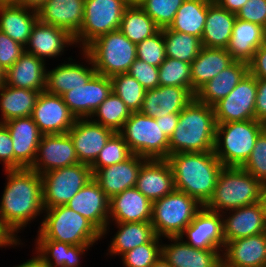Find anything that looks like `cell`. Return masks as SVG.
<instances>
[{
	"label": "cell",
	"mask_w": 266,
	"mask_h": 267,
	"mask_svg": "<svg viewBox=\"0 0 266 267\" xmlns=\"http://www.w3.org/2000/svg\"><path fill=\"white\" fill-rule=\"evenodd\" d=\"M2 172L6 177L0 196V217L18 240L25 241L19 234H23L27 227L31 230L34 222L38 224V230L43 220L42 177L30 168L5 169Z\"/></svg>",
	"instance_id": "cell-1"
},
{
	"label": "cell",
	"mask_w": 266,
	"mask_h": 267,
	"mask_svg": "<svg viewBox=\"0 0 266 267\" xmlns=\"http://www.w3.org/2000/svg\"><path fill=\"white\" fill-rule=\"evenodd\" d=\"M173 171L174 187L195 198L202 206L211 199L224 167L213 151L182 152L167 158Z\"/></svg>",
	"instance_id": "cell-2"
},
{
	"label": "cell",
	"mask_w": 266,
	"mask_h": 267,
	"mask_svg": "<svg viewBox=\"0 0 266 267\" xmlns=\"http://www.w3.org/2000/svg\"><path fill=\"white\" fill-rule=\"evenodd\" d=\"M216 126L214 108L194 98L179 113L177 127L169 139V155L213 151Z\"/></svg>",
	"instance_id": "cell-3"
},
{
	"label": "cell",
	"mask_w": 266,
	"mask_h": 267,
	"mask_svg": "<svg viewBox=\"0 0 266 267\" xmlns=\"http://www.w3.org/2000/svg\"><path fill=\"white\" fill-rule=\"evenodd\" d=\"M36 238L49 239L71 245H98L101 232L84 216L60 205L44 210L40 228L36 230Z\"/></svg>",
	"instance_id": "cell-4"
},
{
	"label": "cell",
	"mask_w": 266,
	"mask_h": 267,
	"mask_svg": "<svg viewBox=\"0 0 266 267\" xmlns=\"http://www.w3.org/2000/svg\"><path fill=\"white\" fill-rule=\"evenodd\" d=\"M264 186L242 167H223L214 193L205 207L222 214L251 205L261 201Z\"/></svg>",
	"instance_id": "cell-5"
},
{
	"label": "cell",
	"mask_w": 266,
	"mask_h": 267,
	"mask_svg": "<svg viewBox=\"0 0 266 267\" xmlns=\"http://www.w3.org/2000/svg\"><path fill=\"white\" fill-rule=\"evenodd\" d=\"M264 128L256 119L217 124L213 152L224 167H242Z\"/></svg>",
	"instance_id": "cell-6"
},
{
	"label": "cell",
	"mask_w": 266,
	"mask_h": 267,
	"mask_svg": "<svg viewBox=\"0 0 266 267\" xmlns=\"http://www.w3.org/2000/svg\"><path fill=\"white\" fill-rule=\"evenodd\" d=\"M84 51L90 56L96 73L110 78L127 73L137 59L136 44L119 29L96 38Z\"/></svg>",
	"instance_id": "cell-7"
},
{
	"label": "cell",
	"mask_w": 266,
	"mask_h": 267,
	"mask_svg": "<svg viewBox=\"0 0 266 267\" xmlns=\"http://www.w3.org/2000/svg\"><path fill=\"white\" fill-rule=\"evenodd\" d=\"M203 206L185 192L174 189L152 202L151 224L158 237H178Z\"/></svg>",
	"instance_id": "cell-8"
},
{
	"label": "cell",
	"mask_w": 266,
	"mask_h": 267,
	"mask_svg": "<svg viewBox=\"0 0 266 267\" xmlns=\"http://www.w3.org/2000/svg\"><path fill=\"white\" fill-rule=\"evenodd\" d=\"M131 152L147 159H167L169 139L162 132L155 117L140 112H131L130 117L118 132Z\"/></svg>",
	"instance_id": "cell-9"
},
{
	"label": "cell",
	"mask_w": 266,
	"mask_h": 267,
	"mask_svg": "<svg viewBox=\"0 0 266 267\" xmlns=\"http://www.w3.org/2000/svg\"><path fill=\"white\" fill-rule=\"evenodd\" d=\"M127 0H85L84 19L73 37L78 50H84L101 35L120 28Z\"/></svg>",
	"instance_id": "cell-10"
},
{
	"label": "cell",
	"mask_w": 266,
	"mask_h": 267,
	"mask_svg": "<svg viewBox=\"0 0 266 267\" xmlns=\"http://www.w3.org/2000/svg\"><path fill=\"white\" fill-rule=\"evenodd\" d=\"M44 209L66 205L91 179L90 165L77 163L50 170L41 175Z\"/></svg>",
	"instance_id": "cell-11"
},
{
	"label": "cell",
	"mask_w": 266,
	"mask_h": 267,
	"mask_svg": "<svg viewBox=\"0 0 266 267\" xmlns=\"http://www.w3.org/2000/svg\"><path fill=\"white\" fill-rule=\"evenodd\" d=\"M72 57L64 60V62L61 61V63L54 64L56 66L52 67V69L47 66L46 92L63 96L66 92L75 89V87L85 85L96 73L90 56L84 50H79L78 55L76 53V59Z\"/></svg>",
	"instance_id": "cell-12"
},
{
	"label": "cell",
	"mask_w": 266,
	"mask_h": 267,
	"mask_svg": "<svg viewBox=\"0 0 266 267\" xmlns=\"http://www.w3.org/2000/svg\"><path fill=\"white\" fill-rule=\"evenodd\" d=\"M257 79L248 73L225 98L213 108L217 124L255 119Z\"/></svg>",
	"instance_id": "cell-13"
},
{
	"label": "cell",
	"mask_w": 266,
	"mask_h": 267,
	"mask_svg": "<svg viewBox=\"0 0 266 267\" xmlns=\"http://www.w3.org/2000/svg\"><path fill=\"white\" fill-rule=\"evenodd\" d=\"M110 234L113 235L109 237ZM156 236L151 222H108L101 232V241L107 239L109 244L104 254L111 260L152 241Z\"/></svg>",
	"instance_id": "cell-14"
},
{
	"label": "cell",
	"mask_w": 266,
	"mask_h": 267,
	"mask_svg": "<svg viewBox=\"0 0 266 267\" xmlns=\"http://www.w3.org/2000/svg\"><path fill=\"white\" fill-rule=\"evenodd\" d=\"M71 48H76V45L73 36L66 30L38 20L32 29L25 51L48 63L59 58L58 61L69 59L71 56H64L66 51L71 52Z\"/></svg>",
	"instance_id": "cell-15"
},
{
	"label": "cell",
	"mask_w": 266,
	"mask_h": 267,
	"mask_svg": "<svg viewBox=\"0 0 266 267\" xmlns=\"http://www.w3.org/2000/svg\"><path fill=\"white\" fill-rule=\"evenodd\" d=\"M42 135L67 133L76 122L63 97L40 92L31 115Z\"/></svg>",
	"instance_id": "cell-16"
},
{
	"label": "cell",
	"mask_w": 266,
	"mask_h": 267,
	"mask_svg": "<svg viewBox=\"0 0 266 267\" xmlns=\"http://www.w3.org/2000/svg\"><path fill=\"white\" fill-rule=\"evenodd\" d=\"M178 237L197 249L223 250L225 240L221 213L203 206Z\"/></svg>",
	"instance_id": "cell-17"
},
{
	"label": "cell",
	"mask_w": 266,
	"mask_h": 267,
	"mask_svg": "<svg viewBox=\"0 0 266 267\" xmlns=\"http://www.w3.org/2000/svg\"><path fill=\"white\" fill-rule=\"evenodd\" d=\"M111 92V78L95 73L85 85L75 87L62 97L76 119H85L92 116Z\"/></svg>",
	"instance_id": "cell-18"
},
{
	"label": "cell",
	"mask_w": 266,
	"mask_h": 267,
	"mask_svg": "<svg viewBox=\"0 0 266 267\" xmlns=\"http://www.w3.org/2000/svg\"><path fill=\"white\" fill-rule=\"evenodd\" d=\"M79 163L73 142L68 135H42L35 161L30 169L42 175L50 170Z\"/></svg>",
	"instance_id": "cell-19"
},
{
	"label": "cell",
	"mask_w": 266,
	"mask_h": 267,
	"mask_svg": "<svg viewBox=\"0 0 266 267\" xmlns=\"http://www.w3.org/2000/svg\"><path fill=\"white\" fill-rule=\"evenodd\" d=\"M225 244L266 232L265 210L261 201L221 214Z\"/></svg>",
	"instance_id": "cell-20"
},
{
	"label": "cell",
	"mask_w": 266,
	"mask_h": 267,
	"mask_svg": "<svg viewBox=\"0 0 266 267\" xmlns=\"http://www.w3.org/2000/svg\"><path fill=\"white\" fill-rule=\"evenodd\" d=\"M67 133L73 142L79 163L91 165L115 132L85 118L76 119Z\"/></svg>",
	"instance_id": "cell-21"
},
{
	"label": "cell",
	"mask_w": 266,
	"mask_h": 267,
	"mask_svg": "<svg viewBox=\"0 0 266 267\" xmlns=\"http://www.w3.org/2000/svg\"><path fill=\"white\" fill-rule=\"evenodd\" d=\"M222 252L194 248L180 237L162 238L161 255L171 267H220L223 263Z\"/></svg>",
	"instance_id": "cell-22"
},
{
	"label": "cell",
	"mask_w": 266,
	"mask_h": 267,
	"mask_svg": "<svg viewBox=\"0 0 266 267\" xmlns=\"http://www.w3.org/2000/svg\"><path fill=\"white\" fill-rule=\"evenodd\" d=\"M3 124L12 138L14 169L30 168L35 161L42 137L38 126L31 116L8 120Z\"/></svg>",
	"instance_id": "cell-23"
},
{
	"label": "cell",
	"mask_w": 266,
	"mask_h": 267,
	"mask_svg": "<svg viewBox=\"0 0 266 267\" xmlns=\"http://www.w3.org/2000/svg\"><path fill=\"white\" fill-rule=\"evenodd\" d=\"M88 219L100 232L109 221V198L99 184L91 179L66 204Z\"/></svg>",
	"instance_id": "cell-24"
},
{
	"label": "cell",
	"mask_w": 266,
	"mask_h": 267,
	"mask_svg": "<svg viewBox=\"0 0 266 267\" xmlns=\"http://www.w3.org/2000/svg\"><path fill=\"white\" fill-rule=\"evenodd\" d=\"M146 160L147 158L133 154L124 162L98 169L93 174V179L110 199L136 186L138 173Z\"/></svg>",
	"instance_id": "cell-25"
},
{
	"label": "cell",
	"mask_w": 266,
	"mask_h": 267,
	"mask_svg": "<svg viewBox=\"0 0 266 267\" xmlns=\"http://www.w3.org/2000/svg\"><path fill=\"white\" fill-rule=\"evenodd\" d=\"M135 187L151 202L171 193L175 187L168 160L147 159L140 168Z\"/></svg>",
	"instance_id": "cell-26"
},
{
	"label": "cell",
	"mask_w": 266,
	"mask_h": 267,
	"mask_svg": "<svg viewBox=\"0 0 266 267\" xmlns=\"http://www.w3.org/2000/svg\"><path fill=\"white\" fill-rule=\"evenodd\" d=\"M194 98L195 96L187 88L158 86L146 90L139 112L150 117L180 113Z\"/></svg>",
	"instance_id": "cell-27"
},
{
	"label": "cell",
	"mask_w": 266,
	"mask_h": 267,
	"mask_svg": "<svg viewBox=\"0 0 266 267\" xmlns=\"http://www.w3.org/2000/svg\"><path fill=\"white\" fill-rule=\"evenodd\" d=\"M222 259L227 267H266V232L227 242Z\"/></svg>",
	"instance_id": "cell-28"
},
{
	"label": "cell",
	"mask_w": 266,
	"mask_h": 267,
	"mask_svg": "<svg viewBox=\"0 0 266 267\" xmlns=\"http://www.w3.org/2000/svg\"><path fill=\"white\" fill-rule=\"evenodd\" d=\"M84 4L85 0H47L37 11L38 19L74 37L83 23Z\"/></svg>",
	"instance_id": "cell-29"
},
{
	"label": "cell",
	"mask_w": 266,
	"mask_h": 267,
	"mask_svg": "<svg viewBox=\"0 0 266 267\" xmlns=\"http://www.w3.org/2000/svg\"><path fill=\"white\" fill-rule=\"evenodd\" d=\"M152 202L136 187L109 199L108 222H151Z\"/></svg>",
	"instance_id": "cell-30"
},
{
	"label": "cell",
	"mask_w": 266,
	"mask_h": 267,
	"mask_svg": "<svg viewBox=\"0 0 266 267\" xmlns=\"http://www.w3.org/2000/svg\"><path fill=\"white\" fill-rule=\"evenodd\" d=\"M32 240L33 251L47 267H81L89 250L92 251V247L97 249L94 245H71L49 239Z\"/></svg>",
	"instance_id": "cell-31"
},
{
	"label": "cell",
	"mask_w": 266,
	"mask_h": 267,
	"mask_svg": "<svg viewBox=\"0 0 266 267\" xmlns=\"http://www.w3.org/2000/svg\"><path fill=\"white\" fill-rule=\"evenodd\" d=\"M49 64L25 51L16 63L5 71L4 84L39 92L45 91L46 68Z\"/></svg>",
	"instance_id": "cell-32"
},
{
	"label": "cell",
	"mask_w": 266,
	"mask_h": 267,
	"mask_svg": "<svg viewBox=\"0 0 266 267\" xmlns=\"http://www.w3.org/2000/svg\"><path fill=\"white\" fill-rule=\"evenodd\" d=\"M38 12L16 2H0V31L24 47L38 21Z\"/></svg>",
	"instance_id": "cell-33"
},
{
	"label": "cell",
	"mask_w": 266,
	"mask_h": 267,
	"mask_svg": "<svg viewBox=\"0 0 266 267\" xmlns=\"http://www.w3.org/2000/svg\"><path fill=\"white\" fill-rule=\"evenodd\" d=\"M249 73V65L243 61H234L230 66L202 86L195 98L209 106H214L225 98Z\"/></svg>",
	"instance_id": "cell-34"
},
{
	"label": "cell",
	"mask_w": 266,
	"mask_h": 267,
	"mask_svg": "<svg viewBox=\"0 0 266 267\" xmlns=\"http://www.w3.org/2000/svg\"><path fill=\"white\" fill-rule=\"evenodd\" d=\"M234 61L226 49L202 47L191 63V93L195 96L202 86Z\"/></svg>",
	"instance_id": "cell-35"
},
{
	"label": "cell",
	"mask_w": 266,
	"mask_h": 267,
	"mask_svg": "<svg viewBox=\"0 0 266 267\" xmlns=\"http://www.w3.org/2000/svg\"><path fill=\"white\" fill-rule=\"evenodd\" d=\"M236 21L235 13L220 8L213 2L207 11L201 43L206 48L226 49Z\"/></svg>",
	"instance_id": "cell-36"
},
{
	"label": "cell",
	"mask_w": 266,
	"mask_h": 267,
	"mask_svg": "<svg viewBox=\"0 0 266 267\" xmlns=\"http://www.w3.org/2000/svg\"><path fill=\"white\" fill-rule=\"evenodd\" d=\"M263 35L264 27L236 18L226 50L235 61L249 63L263 44Z\"/></svg>",
	"instance_id": "cell-37"
},
{
	"label": "cell",
	"mask_w": 266,
	"mask_h": 267,
	"mask_svg": "<svg viewBox=\"0 0 266 267\" xmlns=\"http://www.w3.org/2000/svg\"><path fill=\"white\" fill-rule=\"evenodd\" d=\"M39 94L40 92L37 90L3 84L0 87V123L16 118L30 117Z\"/></svg>",
	"instance_id": "cell-38"
},
{
	"label": "cell",
	"mask_w": 266,
	"mask_h": 267,
	"mask_svg": "<svg viewBox=\"0 0 266 267\" xmlns=\"http://www.w3.org/2000/svg\"><path fill=\"white\" fill-rule=\"evenodd\" d=\"M213 0H184L178 8L173 22L168 27L170 30L183 32L201 39L208 7Z\"/></svg>",
	"instance_id": "cell-39"
},
{
	"label": "cell",
	"mask_w": 266,
	"mask_h": 267,
	"mask_svg": "<svg viewBox=\"0 0 266 267\" xmlns=\"http://www.w3.org/2000/svg\"><path fill=\"white\" fill-rule=\"evenodd\" d=\"M119 30L131 42L138 44L160 28L138 4H129L124 10Z\"/></svg>",
	"instance_id": "cell-40"
},
{
	"label": "cell",
	"mask_w": 266,
	"mask_h": 267,
	"mask_svg": "<svg viewBox=\"0 0 266 267\" xmlns=\"http://www.w3.org/2000/svg\"><path fill=\"white\" fill-rule=\"evenodd\" d=\"M163 37L166 57L186 63H192L203 47L200 38L170 30L168 27L163 28Z\"/></svg>",
	"instance_id": "cell-41"
},
{
	"label": "cell",
	"mask_w": 266,
	"mask_h": 267,
	"mask_svg": "<svg viewBox=\"0 0 266 267\" xmlns=\"http://www.w3.org/2000/svg\"><path fill=\"white\" fill-rule=\"evenodd\" d=\"M131 112L123 101L113 92L98 106L90 119L104 127L119 132L130 117Z\"/></svg>",
	"instance_id": "cell-42"
},
{
	"label": "cell",
	"mask_w": 266,
	"mask_h": 267,
	"mask_svg": "<svg viewBox=\"0 0 266 267\" xmlns=\"http://www.w3.org/2000/svg\"><path fill=\"white\" fill-rule=\"evenodd\" d=\"M112 92L126 105L130 112H139L146 89L128 73L111 77Z\"/></svg>",
	"instance_id": "cell-43"
},
{
	"label": "cell",
	"mask_w": 266,
	"mask_h": 267,
	"mask_svg": "<svg viewBox=\"0 0 266 267\" xmlns=\"http://www.w3.org/2000/svg\"><path fill=\"white\" fill-rule=\"evenodd\" d=\"M133 155L123 137L115 132L90 165L94 174L98 169L121 163Z\"/></svg>",
	"instance_id": "cell-44"
},
{
	"label": "cell",
	"mask_w": 266,
	"mask_h": 267,
	"mask_svg": "<svg viewBox=\"0 0 266 267\" xmlns=\"http://www.w3.org/2000/svg\"><path fill=\"white\" fill-rule=\"evenodd\" d=\"M159 86H178L191 92V63L168 58L158 67Z\"/></svg>",
	"instance_id": "cell-45"
},
{
	"label": "cell",
	"mask_w": 266,
	"mask_h": 267,
	"mask_svg": "<svg viewBox=\"0 0 266 267\" xmlns=\"http://www.w3.org/2000/svg\"><path fill=\"white\" fill-rule=\"evenodd\" d=\"M161 253L162 238L156 236L152 241L124 253L118 260L123 267H151Z\"/></svg>",
	"instance_id": "cell-46"
},
{
	"label": "cell",
	"mask_w": 266,
	"mask_h": 267,
	"mask_svg": "<svg viewBox=\"0 0 266 267\" xmlns=\"http://www.w3.org/2000/svg\"><path fill=\"white\" fill-rule=\"evenodd\" d=\"M184 0H143L138 5L160 28L169 27Z\"/></svg>",
	"instance_id": "cell-47"
},
{
	"label": "cell",
	"mask_w": 266,
	"mask_h": 267,
	"mask_svg": "<svg viewBox=\"0 0 266 267\" xmlns=\"http://www.w3.org/2000/svg\"><path fill=\"white\" fill-rule=\"evenodd\" d=\"M136 50L138 59L159 67L166 59L163 29L136 44Z\"/></svg>",
	"instance_id": "cell-48"
},
{
	"label": "cell",
	"mask_w": 266,
	"mask_h": 267,
	"mask_svg": "<svg viewBox=\"0 0 266 267\" xmlns=\"http://www.w3.org/2000/svg\"><path fill=\"white\" fill-rule=\"evenodd\" d=\"M242 168L266 185V127L257 137L253 151Z\"/></svg>",
	"instance_id": "cell-49"
},
{
	"label": "cell",
	"mask_w": 266,
	"mask_h": 267,
	"mask_svg": "<svg viewBox=\"0 0 266 267\" xmlns=\"http://www.w3.org/2000/svg\"><path fill=\"white\" fill-rule=\"evenodd\" d=\"M127 73L135 78L146 90L159 86V68L138 58L132 63Z\"/></svg>",
	"instance_id": "cell-50"
},
{
	"label": "cell",
	"mask_w": 266,
	"mask_h": 267,
	"mask_svg": "<svg viewBox=\"0 0 266 267\" xmlns=\"http://www.w3.org/2000/svg\"><path fill=\"white\" fill-rule=\"evenodd\" d=\"M25 52V47L0 31V66L9 69Z\"/></svg>",
	"instance_id": "cell-51"
},
{
	"label": "cell",
	"mask_w": 266,
	"mask_h": 267,
	"mask_svg": "<svg viewBox=\"0 0 266 267\" xmlns=\"http://www.w3.org/2000/svg\"><path fill=\"white\" fill-rule=\"evenodd\" d=\"M237 19L266 27V0H248L235 14Z\"/></svg>",
	"instance_id": "cell-52"
},
{
	"label": "cell",
	"mask_w": 266,
	"mask_h": 267,
	"mask_svg": "<svg viewBox=\"0 0 266 267\" xmlns=\"http://www.w3.org/2000/svg\"><path fill=\"white\" fill-rule=\"evenodd\" d=\"M0 164L2 169H14V150L12 138L7 127L0 123Z\"/></svg>",
	"instance_id": "cell-53"
},
{
	"label": "cell",
	"mask_w": 266,
	"mask_h": 267,
	"mask_svg": "<svg viewBox=\"0 0 266 267\" xmlns=\"http://www.w3.org/2000/svg\"><path fill=\"white\" fill-rule=\"evenodd\" d=\"M249 73L256 79L266 80V47L262 44L248 63Z\"/></svg>",
	"instance_id": "cell-54"
},
{
	"label": "cell",
	"mask_w": 266,
	"mask_h": 267,
	"mask_svg": "<svg viewBox=\"0 0 266 267\" xmlns=\"http://www.w3.org/2000/svg\"><path fill=\"white\" fill-rule=\"evenodd\" d=\"M255 119L266 125V80L257 79Z\"/></svg>",
	"instance_id": "cell-55"
},
{
	"label": "cell",
	"mask_w": 266,
	"mask_h": 267,
	"mask_svg": "<svg viewBox=\"0 0 266 267\" xmlns=\"http://www.w3.org/2000/svg\"><path fill=\"white\" fill-rule=\"evenodd\" d=\"M24 241L18 240L14 234L5 226L3 223L1 217H0V250H8L11 248L17 249L18 247L22 249V246L26 245L24 244ZM17 247V248H16Z\"/></svg>",
	"instance_id": "cell-56"
},
{
	"label": "cell",
	"mask_w": 266,
	"mask_h": 267,
	"mask_svg": "<svg viewBox=\"0 0 266 267\" xmlns=\"http://www.w3.org/2000/svg\"><path fill=\"white\" fill-rule=\"evenodd\" d=\"M157 124H160L162 132L168 139L172 136L179 120V113H169L163 117H155Z\"/></svg>",
	"instance_id": "cell-57"
},
{
	"label": "cell",
	"mask_w": 266,
	"mask_h": 267,
	"mask_svg": "<svg viewBox=\"0 0 266 267\" xmlns=\"http://www.w3.org/2000/svg\"><path fill=\"white\" fill-rule=\"evenodd\" d=\"M220 8L237 13L248 0H213Z\"/></svg>",
	"instance_id": "cell-58"
},
{
	"label": "cell",
	"mask_w": 266,
	"mask_h": 267,
	"mask_svg": "<svg viewBox=\"0 0 266 267\" xmlns=\"http://www.w3.org/2000/svg\"><path fill=\"white\" fill-rule=\"evenodd\" d=\"M31 256L29 259H26V261L23 260V262L18 265L13 264L12 267H47L43 263L42 259L35 252H33V250Z\"/></svg>",
	"instance_id": "cell-59"
},
{
	"label": "cell",
	"mask_w": 266,
	"mask_h": 267,
	"mask_svg": "<svg viewBox=\"0 0 266 267\" xmlns=\"http://www.w3.org/2000/svg\"><path fill=\"white\" fill-rule=\"evenodd\" d=\"M47 0H17L16 3L21 4L27 8L38 9L46 2Z\"/></svg>",
	"instance_id": "cell-60"
},
{
	"label": "cell",
	"mask_w": 266,
	"mask_h": 267,
	"mask_svg": "<svg viewBox=\"0 0 266 267\" xmlns=\"http://www.w3.org/2000/svg\"><path fill=\"white\" fill-rule=\"evenodd\" d=\"M151 267H171L170 264L161 255Z\"/></svg>",
	"instance_id": "cell-61"
},
{
	"label": "cell",
	"mask_w": 266,
	"mask_h": 267,
	"mask_svg": "<svg viewBox=\"0 0 266 267\" xmlns=\"http://www.w3.org/2000/svg\"><path fill=\"white\" fill-rule=\"evenodd\" d=\"M261 202H262L264 210H265V219H266V185L264 186L263 191H262Z\"/></svg>",
	"instance_id": "cell-62"
},
{
	"label": "cell",
	"mask_w": 266,
	"mask_h": 267,
	"mask_svg": "<svg viewBox=\"0 0 266 267\" xmlns=\"http://www.w3.org/2000/svg\"><path fill=\"white\" fill-rule=\"evenodd\" d=\"M4 82H5V71L0 66V87L4 84Z\"/></svg>",
	"instance_id": "cell-63"
},
{
	"label": "cell",
	"mask_w": 266,
	"mask_h": 267,
	"mask_svg": "<svg viewBox=\"0 0 266 267\" xmlns=\"http://www.w3.org/2000/svg\"><path fill=\"white\" fill-rule=\"evenodd\" d=\"M143 0H127L128 4H139L140 2H142Z\"/></svg>",
	"instance_id": "cell-64"
},
{
	"label": "cell",
	"mask_w": 266,
	"mask_h": 267,
	"mask_svg": "<svg viewBox=\"0 0 266 267\" xmlns=\"http://www.w3.org/2000/svg\"><path fill=\"white\" fill-rule=\"evenodd\" d=\"M263 45L266 47V27L264 28Z\"/></svg>",
	"instance_id": "cell-65"
},
{
	"label": "cell",
	"mask_w": 266,
	"mask_h": 267,
	"mask_svg": "<svg viewBox=\"0 0 266 267\" xmlns=\"http://www.w3.org/2000/svg\"><path fill=\"white\" fill-rule=\"evenodd\" d=\"M17 0H0V2H16Z\"/></svg>",
	"instance_id": "cell-66"
},
{
	"label": "cell",
	"mask_w": 266,
	"mask_h": 267,
	"mask_svg": "<svg viewBox=\"0 0 266 267\" xmlns=\"http://www.w3.org/2000/svg\"><path fill=\"white\" fill-rule=\"evenodd\" d=\"M220 267H227V266H226L225 264L222 263V264L220 265Z\"/></svg>",
	"instance_id": "cell-67"
}]
</instances>
